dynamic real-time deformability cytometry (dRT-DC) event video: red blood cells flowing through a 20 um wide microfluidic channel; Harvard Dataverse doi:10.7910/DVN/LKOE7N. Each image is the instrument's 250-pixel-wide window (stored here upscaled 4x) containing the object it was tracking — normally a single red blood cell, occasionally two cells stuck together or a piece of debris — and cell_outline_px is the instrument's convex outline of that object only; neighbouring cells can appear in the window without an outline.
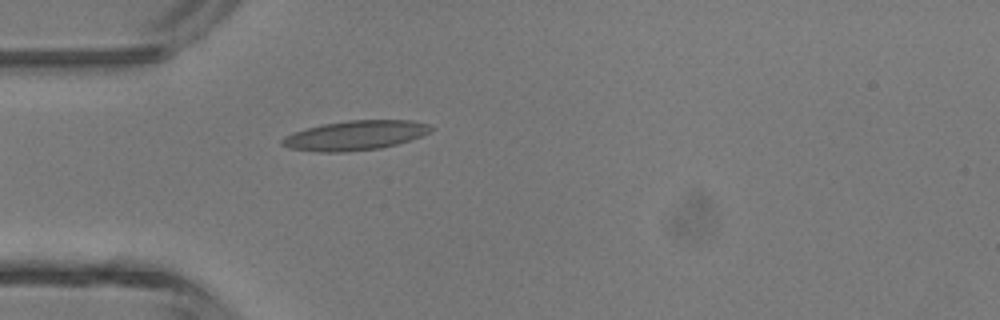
{"species": "common noctule bat (a hibernating species)", "species_latin": "Nyctalus noctula", "temperature_condition": "room temperature", "stored_images_in_passage": 1, "camera_frame_rate_fps": 3000, "um_per_image_px": 0.085, "animal": {"sex": "male", "body_mass_g": 13.3}, "frame": {"image": 1, "passage_image": 1, "time_ms": 0.0, "image_size_px": [1000, 320], "cell_outline_px": [[436, 128], [420, 136], [396, 144], [380, 148], [348, 152], [316, 152], [288, 148], [280, 144], [280, 140], [284, 136], [308, 128], [324, 124], [348, 120], [412, 120], [428, 124]], "centroid_in_image_um": [30.17, 11.51], "position_along_channel_um": 54.8, "area_um2": 25.55}}